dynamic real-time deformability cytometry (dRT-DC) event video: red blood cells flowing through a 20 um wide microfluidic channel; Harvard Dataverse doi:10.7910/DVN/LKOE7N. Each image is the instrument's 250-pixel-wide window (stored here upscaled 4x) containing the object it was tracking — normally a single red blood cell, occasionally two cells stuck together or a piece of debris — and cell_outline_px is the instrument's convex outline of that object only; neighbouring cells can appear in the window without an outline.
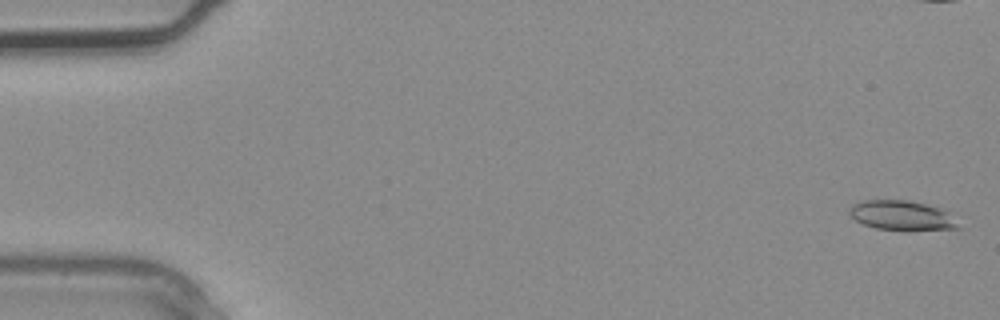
{"species": "common noctule bat (a hibernating species)", "species_latin": "Nyctalus noctula", "temperature_condition": "warm", "stored_images_in_passage": 4, "segment_of_instrument_passage": [2, 2], "camera_frame_rate_fps": 3000, "um_per_image_px": 0.085, "animal": {"sex": "male", "body_mass_g": 20.4}, "frame": {"image": 1, "passage_image": 4, "time_ms": 1.0, "image_size_px": [1000, 320], "cell_outline_px": [[960, 228], [908, 232], [876, 228], [864, 224], [856, 220], [848, 212], [848, 208], [852, 204], [864, 200], [908, 200], [940, 208], [948, 212]], "centroid_in_image_um": [76.63, 18.34], "position_along_channel_um": 8.4, "area_um2": 19.07}}